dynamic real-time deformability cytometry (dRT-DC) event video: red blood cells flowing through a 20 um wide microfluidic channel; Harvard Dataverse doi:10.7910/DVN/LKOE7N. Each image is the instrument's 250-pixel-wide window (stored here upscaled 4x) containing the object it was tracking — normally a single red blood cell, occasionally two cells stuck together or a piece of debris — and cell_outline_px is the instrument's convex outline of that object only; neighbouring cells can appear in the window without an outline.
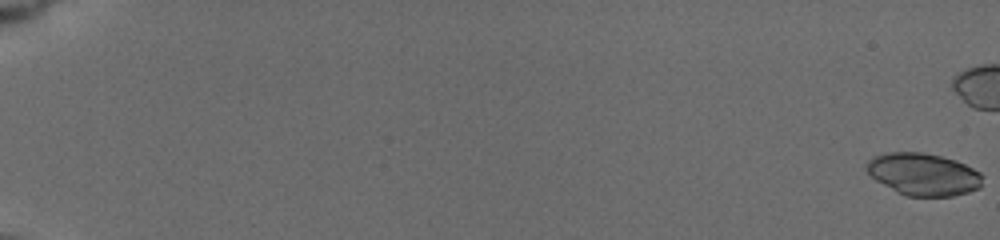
{"species": "common noctule bat (a hibernating species)", "species_latin": "Nyctalus noctula", "temperature_condition": "cold", "stored_images_in_passage": 43, "camera_frame_rate_fps": 3000, "um_per_image_px": 0.085, "animal": {"sex": "female", "body_mass_g": 19.5, "forearm_length_mm": 54.1}, "frame": {"image": 1, "passage_image": 1, "time_ms": 0.0, "image_size_px": [1000, 240], "cell_outline_px": [[984, 176], [980, 188], [968, 192], [952, 196], [904, 196], [896, 192], [876, 180], [864, 168], [864, 164], [872, 156], [888, 152], [924, 152], [956, 160], [980, 172]], "centroid_in_image_um": [78.47, 14.81], "position_along_channel_um": 6.5, "area_um2": 28.84}}
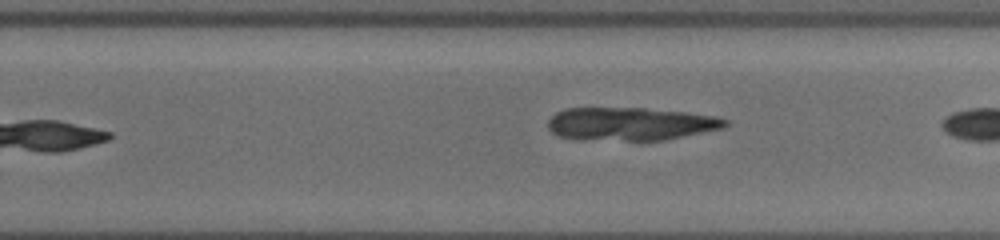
{"frame": {"image": 2, "passage_image": 43, "time_ms": 14.333, "image_size_px": [1000, 240], "cell_outline_px": [[728, 124], [724, 128], [664, 140], [624, 140], [556, 136], [548, 128], [548, 120], [556, 112], [564, 108], [644, 108], [684, 112], [716, 116], [728, 120]], "centroid_in_image_um": [53.63, 10.51], "position_along_channel_um": 276.2, "area_um2": 33.76}}